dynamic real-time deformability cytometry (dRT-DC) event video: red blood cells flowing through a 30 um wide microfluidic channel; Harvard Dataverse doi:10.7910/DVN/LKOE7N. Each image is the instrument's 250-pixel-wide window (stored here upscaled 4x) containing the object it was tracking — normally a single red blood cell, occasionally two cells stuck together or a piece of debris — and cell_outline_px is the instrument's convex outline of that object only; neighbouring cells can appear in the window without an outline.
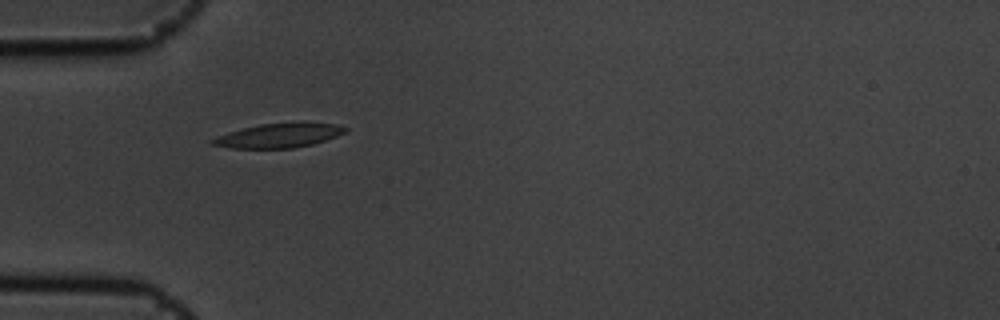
{"species": "common noctule bat (a hibernating species)", "species_latin": "Nyctalus noctula", "temperature_condition": "cold", "stored_images_in_passage": 2, "camera_frame_rate_fps": 3000, "um_per_image_px": 0.085, "animal": {"sex": "male", "body_mass_g": 19.5, "forearm_length_mm": 54.6}, "frame": {"image": 1, "passage_image": 1, "time_ms": 0.0, "image_size_px": [1000, 320], "cell_outline_px": [[348, 132], [312, 144], [292, 148], [232, 148], [212, 144], [208, 140], [216, 136], [228, 132], [260, 124], [336, 124], [348, 128]], "centroid_in_image_um": [23.65, 11.54], "position_along_channel_um": 61.4, "area_um2": 18.15}}
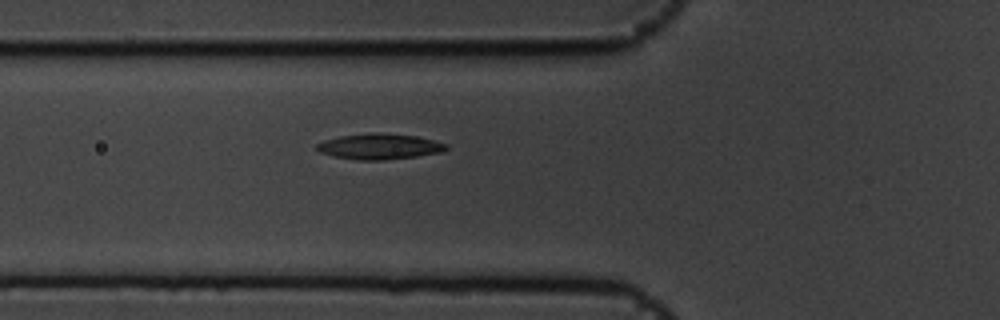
{"frame": {"image": 2, "passage_image": 2, "time_ms": 0.333, "image_size_px": [1000, 320], "cell_outline_px": [[448, 148], [440, 152], [416, 156], [384, 160], [356, 160], [332, 156], [320, 152], [316, 148], [316, 144], [324, 140], [340, 136], [368, 132], [376, 132], [416, 136], [448, 144]], "centroid_in_image_um": [32.21, 12.45], "position_along_channel_um": 93.6, "area_um2": 19.36}}